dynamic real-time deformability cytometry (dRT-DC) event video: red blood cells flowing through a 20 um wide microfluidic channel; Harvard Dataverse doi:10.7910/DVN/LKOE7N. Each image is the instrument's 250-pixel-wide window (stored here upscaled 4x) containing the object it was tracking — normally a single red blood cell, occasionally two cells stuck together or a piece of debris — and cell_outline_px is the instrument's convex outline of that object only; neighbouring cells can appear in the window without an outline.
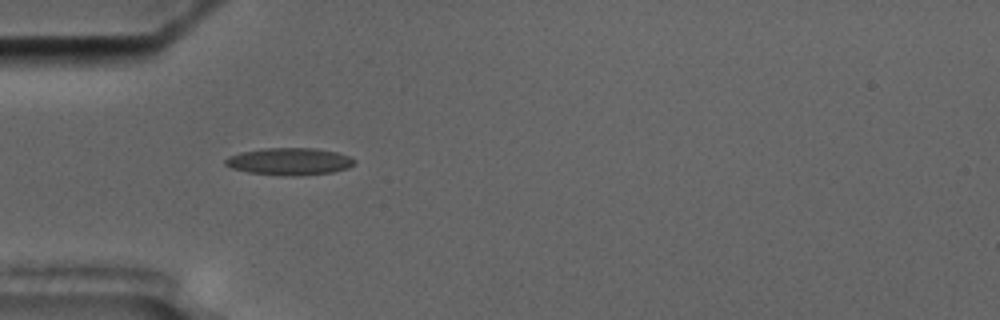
{"species": "common noctule bat (a hibernating species)", "species_latin": "Nyctalus noctula", "temperature_condition": "cold", "stored_images_in_passage": 5, "camera_frame_rate_fps": 3000, "um_per_image_px": 0.085, "animal": {"sex": "male", "body_mass_g": 17.5, "forearm_length_mm": 52.3}, "frame": {"image": 1, "passage_image": 3, "time_ms": 3.0, "image_size_px": [1000, 320], "cell_outline_px": [[356, 160], [348, 168], [332, 172], [296, 176], [284, 176], [248, 172], [232, 168], [224, 164], [224, 160], [228, 156], [240, 152], [264, 148], [316, 148], [336, 152], [348, 156]], "centroid_in_image_um": [24.57, 13.72], "position_along_channel_um": 60.4, "area_um2": 20.46}}